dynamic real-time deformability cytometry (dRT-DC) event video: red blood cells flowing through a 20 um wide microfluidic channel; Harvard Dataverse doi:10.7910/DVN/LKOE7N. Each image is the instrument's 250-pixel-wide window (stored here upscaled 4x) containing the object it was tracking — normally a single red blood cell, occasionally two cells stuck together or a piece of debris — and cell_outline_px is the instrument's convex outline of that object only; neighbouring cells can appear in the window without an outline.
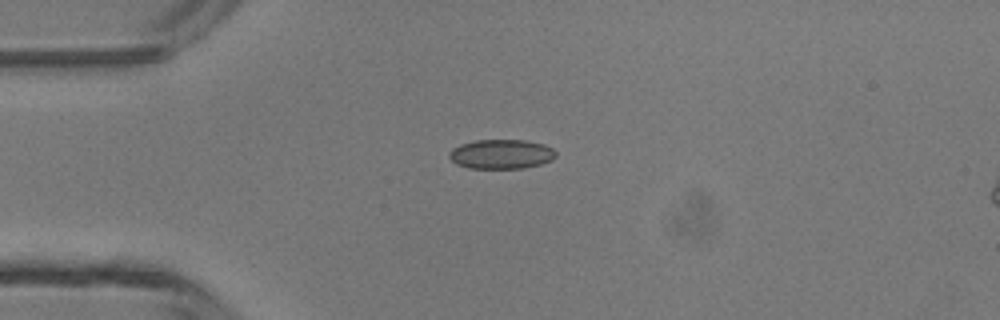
{"species": "common noctule bat (a hibernating species)", "species_latin": "Nyctalus noctula", "temperature_condition": "room temperature", "stored_images_in_passage": 27, "camera_frame_rate_fps": 3000, "um_per_image_px": 0.085, "animal": {"sex": "male", "body_mass_g": 13.3}, "frame": {"image": 1, "passage_image": 1, "time_ms": 0.0, "image_size_px": [1000, 320], "cell_outline_px": [[556, 156], [552, 160], [540, 164], [524, 168], [468, 168], [456, 164], [448, 156], [448, 152], [452, 148], [460, 144], [476, 140], [524, 140], [544, 144], [552, 148], [556, 152]], "centroid_in_image_um": [42.59, 13.1], "position_along_channel_um": 42.4, "area_um2": 18.38}}
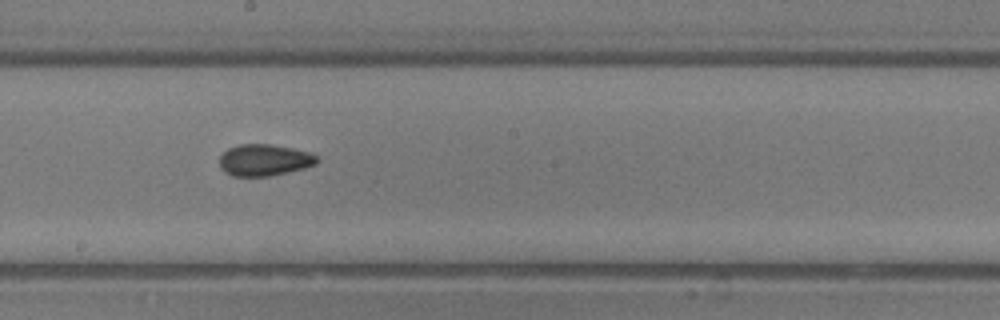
{"frame": {"image": 2, "passage_image": 15, "time_ms": 4.667, "image_size_px": [1000, 320], "cell_outline_px": [[320, 160], [316, 164], [304, 168], [288, 172], [268, 176], [232, 176], [224, 172], [220, 168], [220, 156], [228, 148], [240, 144], [268, 144], [292, 148], [312, 152]], "centroid_in_image_um": [22.48, 13.6], "position_along_channel_um": 225.7, "area_um2": 18.03}}
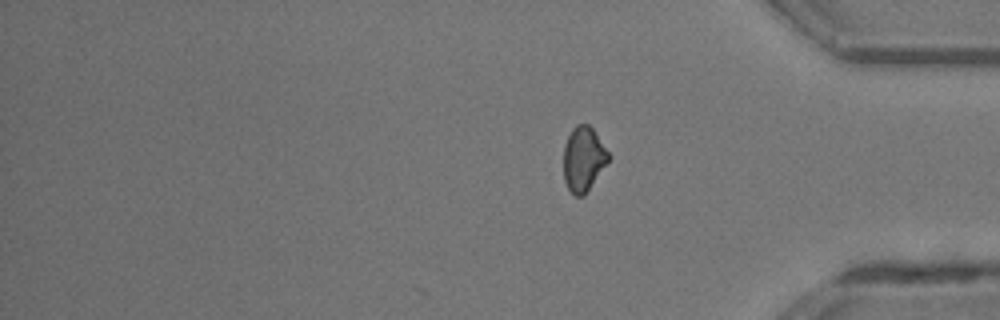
{"frame": {"image": 3, "passage_image": 27, "time_ms": 8.667, "image_size_px": [1000, 320], "cell_outline_px": [[612, 156], [584, 196], [576, 196], [568, 188], [564, 180], [564, 144], [572, 128], [576, 124], [588, 124], [592, 128]], "centroid_in_image_um": [49.6, 13.5], "position_along_channel_um": 385.6, "area_um2": 16.94}, "authors_computed_cell_mechanics": {"area_um2": 17.918, "velocity_mm_per_s": 4.3892, "shape_relaxation_time_tau1_ms": 5.6936, "shape_relaxation_time_tau2_ms": 3.749, "deformation_change_tau1": 0.0988, "deformation_change_tau2": 0.0774}}